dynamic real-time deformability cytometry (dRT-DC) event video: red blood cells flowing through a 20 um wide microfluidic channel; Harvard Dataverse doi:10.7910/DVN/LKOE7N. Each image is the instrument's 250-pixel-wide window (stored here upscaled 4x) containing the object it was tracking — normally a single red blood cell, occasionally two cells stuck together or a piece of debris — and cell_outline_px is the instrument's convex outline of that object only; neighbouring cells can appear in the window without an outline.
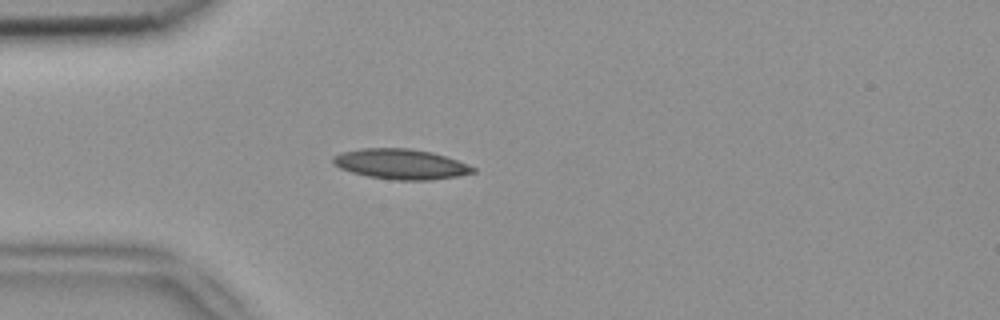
{"species": "common noctule bat (a hibernating species)", "species_latin": "Nyctalus noctula", "temperature_condition": "room temperature", "stored_images_in_passage": 1, "camera_frame_rate_fps": 3000, "um_per_image_px": 0.085, "animal": {"sex": "female", "body_mass_g": 18.4}, "frame": {"image": 1, "passage_image": 1, "time_ms": 0.0, "image_size_px": [1000, 320], "cell_outline_px": [[476, 172], [456, 176], [432, 180], [396, 180], [368, 176], [352, 172], [340, 168], [332, 164], [332, 156], [340, 152], [360, 148], [412, 148], [432, 152], [456, 160], [476, 168]], "centroid_in_image_um": [34.02, 13.94], "position_along_channel_um": 51.0, "area_um2": 24.68}}